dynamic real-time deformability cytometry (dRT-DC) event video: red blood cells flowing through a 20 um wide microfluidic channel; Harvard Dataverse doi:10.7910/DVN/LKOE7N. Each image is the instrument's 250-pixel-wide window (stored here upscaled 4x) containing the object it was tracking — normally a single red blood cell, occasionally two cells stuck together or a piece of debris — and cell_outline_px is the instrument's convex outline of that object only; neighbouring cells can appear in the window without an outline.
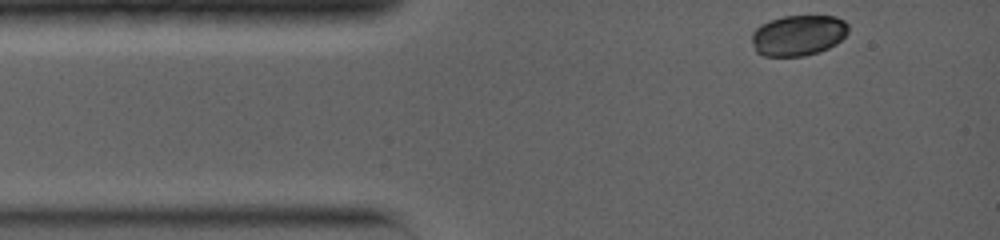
{"species": "common noctule bat (a hibernating species)", "species_latin": "Nyctalus noctula", "temperature_condition": "warm", "stored_images_in_passage": 10, "camera_frame_rate_fps": 5000, "um_per_image_px": 0.085, "animal": {"sex": "female", "body_mass_g": 19.0, "forearm_length_mm": 56.7}, "frame": {"image": 1, "passage_image": 1, "time_ms": 0.0, "image_size_px": [1000, 240], "cell_outline_px": [[848, 32], [836, 44], [820, 52], [804, 56], [764, 56], [756, 52], [752, 44], [752, 32], [760, 24], [784, 16], [836, 16], [844, 20], [848, 24]], "centroid_in_image_um": [67.85, 3.01], "position_along_channel_um": 17.2, "area_um2": 23.0}}
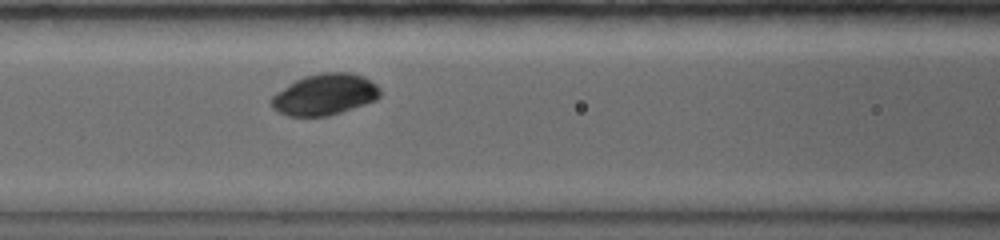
{"frame": {"image": 2, "passage_image": 6, "time_ms": 4.2, "image_size_px": [1000, 240], "cell_outline_px": [[380, 96], [376, 100], [328, 116], [288, 116], [272, 108], [268, 100], [276, 92], [296, 80], [304, 76], [320, 72], [348, 72], [364, 76], [376, 84], [380, 88]], "centroid_in_image_um": [27.59, 8.02], "position_along_channel_um": 139.0, "area_um2": 26.18}}
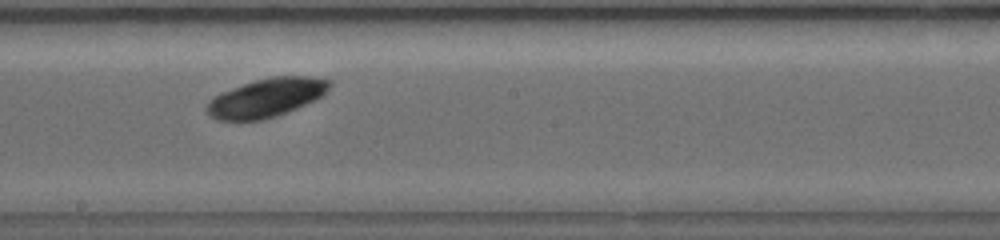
{"frame": {"image": 3, "passage_image": 9, "time_ms": 6.4, "image_size_px": [1000, 240], "cell_outline_px": [[332, 84], [316, 100], [288, 112], [264, 120], [216, 120], [204, 108], [208, 100], [220, 92], [256, 80], [272, 76], [308, 76], [332, 80]], "centroid_in_image_um": [22.63, 8.31], "position_along_channel_um": 225.6, "area_um2": 27.69}}